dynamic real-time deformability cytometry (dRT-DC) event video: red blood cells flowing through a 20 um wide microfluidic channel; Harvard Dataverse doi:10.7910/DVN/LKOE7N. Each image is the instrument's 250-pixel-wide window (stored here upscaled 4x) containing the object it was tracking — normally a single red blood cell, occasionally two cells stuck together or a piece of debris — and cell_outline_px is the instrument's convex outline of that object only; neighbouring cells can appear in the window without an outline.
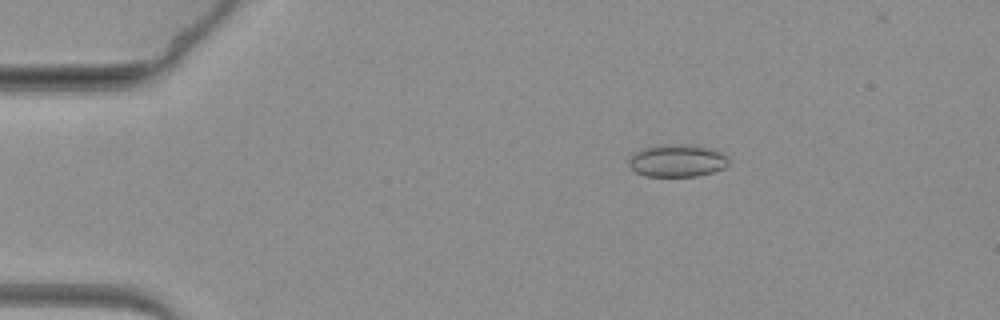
{"species": "common noctule bat (a hibernating species)", "species_latin": "Nyctalus noctula", "temperature_condition": "warm", "stored_images_in_passage": 56, "camera_frame_rate_fps": 3000, "um_per_image_px": 0.085, "animal": {"sex": "female", "body_mass_g": 19.3, "forearm_length_mm": 54.1}, "frame": {"image": 1, "passage_image": 8, "time_ms": 2.333, "image_size_px": [1000, 320], "cell_outline_px": [[728, 164], [724, 168], [712, 172], [696, 176], [644, 176], [636, 172], [628, 164], [628, 160], [636, 152], [644, 148], [660, 144], [684, 144], [708, 148], [720, 152], [728, 160]], "centroid_in_image_um": [57.53, 13.66], "position_along_channel_um": 27.5, "area_um2": 18.67}}
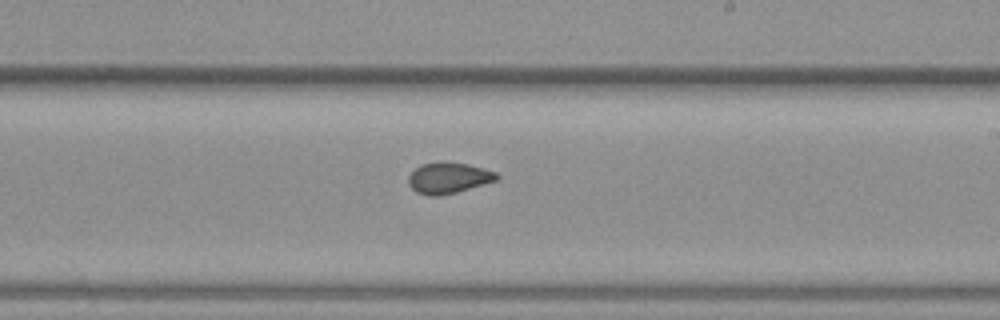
{"frame": {"image": 2, "passage_image": 35, "time_ms": 11.333, "image_size_px": [1000, 320], "cell_outline_px": [[500, 176], [496, 180], [456, 192], [440, 196], [428, 196], [416, 192], [408, 184], [408, 176], [420, 164], [468, 164], [484, 168], [496, 172]], "centroid_in_image_um": [38.11, 15.16], "position_along_channel_um": 250.9, "area_um2": 15.43}}
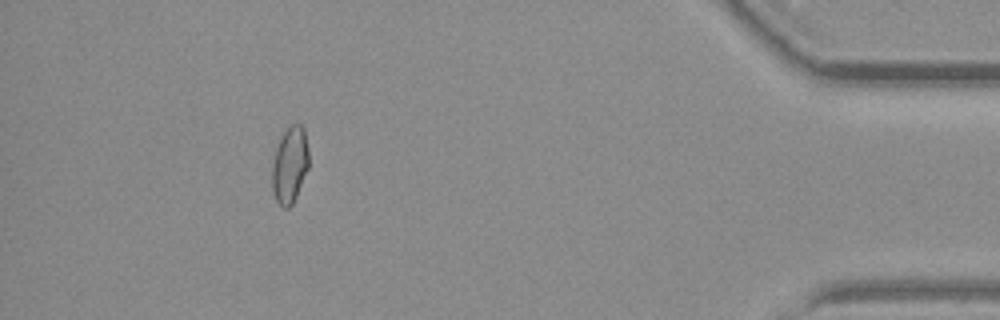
{"frame": {"image": 3, "passage_image": 55, "time_ms": 18.0, "image_size_px": [1000, 320], "cell_outline_px": [[308, 168], [296, 196], [292, 204], [288, 208], [284, 208], [276, 200], [272, 188], [272, 164], [276, 148], [284, 132], [292, 124], [300, 124], [304, 128], [308, 148]], "centroid_in_image_um": [24.63, 14.02], "position_along_channel_um": 410.6, "area_um2": 16.13}}